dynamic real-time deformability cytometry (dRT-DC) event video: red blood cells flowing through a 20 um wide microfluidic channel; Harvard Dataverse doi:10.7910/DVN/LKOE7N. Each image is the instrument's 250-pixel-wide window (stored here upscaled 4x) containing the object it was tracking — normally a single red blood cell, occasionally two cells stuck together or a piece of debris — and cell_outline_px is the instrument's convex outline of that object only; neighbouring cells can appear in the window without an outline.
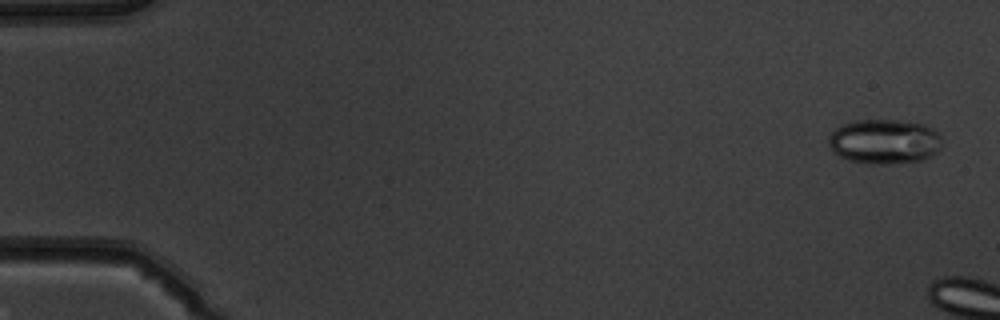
{"species": "common noctule bat (a hibernating species)", "species_latin": "Nyctalus noctula", "temperature_condition": "warm", "stored_images_in_passage": 6, "camera_frame_rate_fps": 3000, "um_per_image_px": 0.085, "animal": {"sex": "male", "body_mass_g": 19.5, "forearm_length_mm": 54.6}, "frame": {"image": 1, "passage_image": 2, "time_ms": 0.333, "image_size_px": [1000, 320], "cell_outline_px": [[944, 136], [940, 148], [936, 152], [924, 160], [888, 164], [868, 164], [848, 160], [840, 156], [828, 144], [828, 140], [832, 132], [836, 128], [844, 124], [856, 120], [900, 120], [924, 124], [940, 132]], "centroid_in_image_um": [75.23, 12.03], "position_along_channel_um": 9.8, "area_um2": 29.82}}